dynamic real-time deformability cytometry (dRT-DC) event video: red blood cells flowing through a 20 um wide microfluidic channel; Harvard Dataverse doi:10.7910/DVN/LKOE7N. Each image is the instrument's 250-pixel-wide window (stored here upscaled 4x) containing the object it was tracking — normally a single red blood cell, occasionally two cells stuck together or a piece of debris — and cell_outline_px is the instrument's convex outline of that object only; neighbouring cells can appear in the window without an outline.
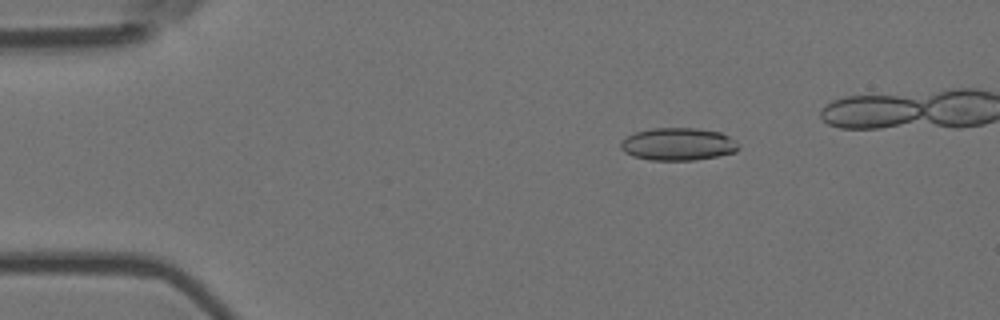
{"species": "Egyptian fruit bat (a non-hibernating species)", "species_latin": "Rousettus aegyptiacus", "temperature_condition": "room temperature", "stored_images_in_passage": 6, "camera_frame_rate_fps": 3000, "um_per_image_px": 0.085, "animal": {"sex": "female"}, "frame": {"image": 1, "passage_image": 3, "time_ms": 0.667, "image_size_px": [1000, 320], "cell_outline_px": [[740, 148], [736, 152], [696, 160], [648, 160], [632, 156], [624, 152], [620, 148], [620, 144], [628, 136], [636, 132], [652, 128], [700, 128], [720, 132], [736, 140]], "centroid_in_image_um": [57.65, 12.25], "position_along_channel_um": 27.3, "area_um2": 22.48}}